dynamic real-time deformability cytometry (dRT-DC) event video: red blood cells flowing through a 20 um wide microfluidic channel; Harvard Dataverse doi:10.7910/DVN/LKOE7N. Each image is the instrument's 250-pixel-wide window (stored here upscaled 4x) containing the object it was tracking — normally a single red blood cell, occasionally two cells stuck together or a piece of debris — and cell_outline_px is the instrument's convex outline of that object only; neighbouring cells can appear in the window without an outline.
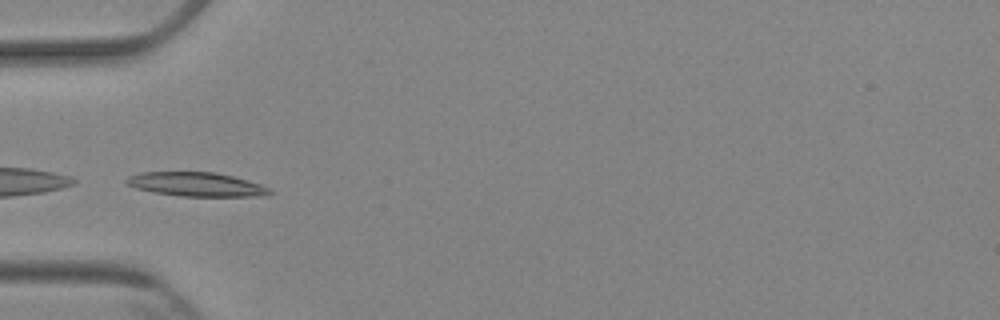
{"species": "Egyptian fruit bat (a non-hibernating species)", "species_latin": "Rousettus aegyptiacus", "temperature_condition": "cold", "stored_images_in_passage": 7, "camera_frame_rate_fps": 3000, "um_per_image_px": 0.085, "animal": {"sex": "female"}, "frame": {"image": 1, "passage_image": 5, "time_ms": 5.333, "image_size_px": [1000, 320], "cell_outline_px": [[272, 192], [260, 196], [180, 196], [152, 192], [136, 188], [124, 184], [124, 180], [128, 176], [140, 172], [216, 172], [248, 180], [272, 188]], "centroid_in_image_um": [16.64, 15.66], "position_along_channel_um": 68.4, "area_um2": 20.17}}
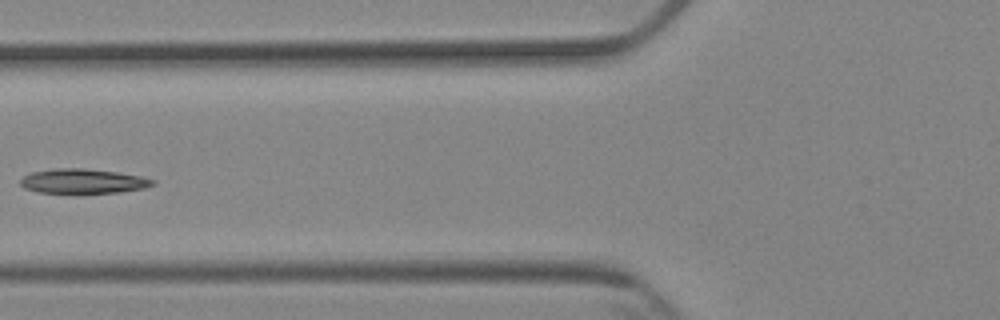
{"frame": {"image": 2, "passage_image": 6, "time_ms": 6.667, "image_size_px": [1000, 320], "cell_outline_px": [[156, 184], [144, 188], [120, 192], [40, 192], [24, 188], [20, 184], [20, 180], [24, 176], [32, 172], [56, 168], [84, 168], [116, 172], [140, 176], [156, 180]], "centroid_in_image_um": [7.08, 15.38], "position_along_channel_um": 118.7, "area_um2": 18.67}}
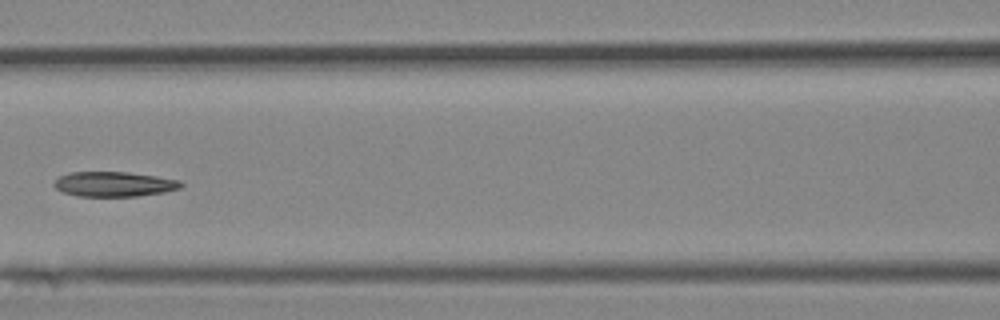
{"frame": {"image": 3, "passage_image": 7, "time_ms": 7.667, "image_size_px": [1000, 320], "cell_outline_px": [[184, 184], [180, 188], [164, 192], [136, 196], [76, 196], [64, 192], [56, 188], [52, 184], [60, 176], [72, 172], [128, 172], [156, 176], [180, 180]], "centroid_in_image_um": [9.71, 15.65], "position_along_channel_um": 156.9, "area_um2": 18.32}}